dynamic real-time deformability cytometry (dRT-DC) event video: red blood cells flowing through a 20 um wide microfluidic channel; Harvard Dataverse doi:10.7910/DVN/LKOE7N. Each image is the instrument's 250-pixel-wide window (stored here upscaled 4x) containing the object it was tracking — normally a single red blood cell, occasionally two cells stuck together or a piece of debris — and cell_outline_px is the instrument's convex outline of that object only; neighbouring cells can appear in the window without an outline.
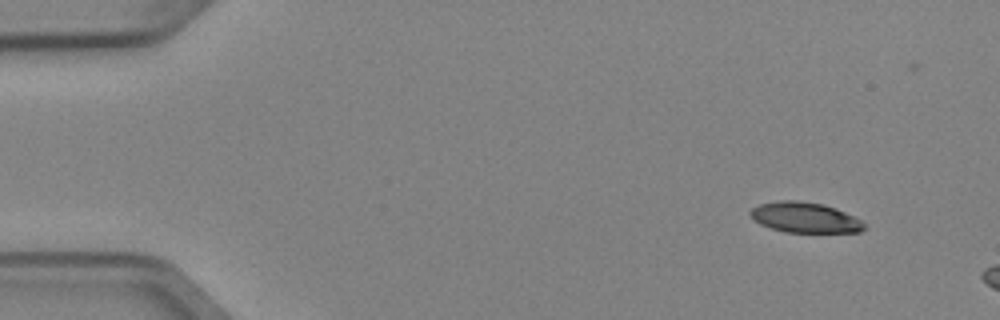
{"species": "Egyptian fruit bat (a non-hibernating species)", "species_latin": "Rousettus aegyptiacus", "temperature_condition": "cold", "stored_images_in_passage": 5, "camera_frame_rate_fps": 3000, "um_per_image_px": 0.085, "animal": {"sex": "female"}, "frame": {"image": 1, "passage_image": 1, "time_ms": 0.0, "image_size_px": [1000, 320], "cell_outline_px": [[864, 228], [860, 232], [784, 232], [760, 224], [752, 220], [748, 212], [752, 208], [760, 204], [780, 200], [796, 200], [824, 204], [836, 208], [864, 220]], "centroid_in_image_um": [68.41, 18.48], "position_along_channel_um": 16.6, "area_um2": 20.35}}
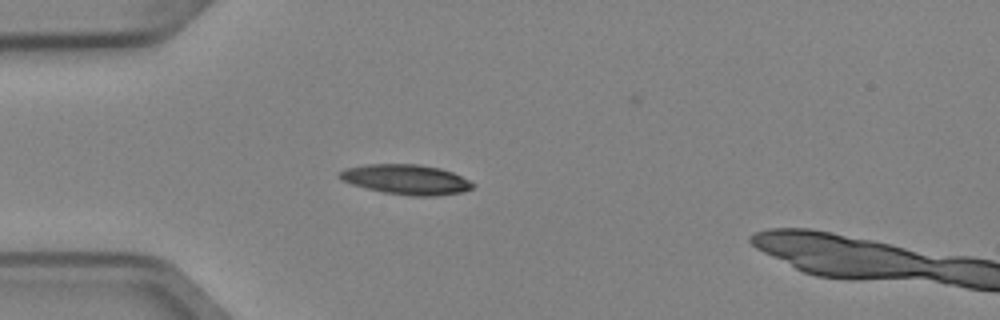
{"frame": {"image": 2, "passage_image": 4, "time_ms": 1.0, "image_size_px": [1000, 320], "cell_outline_px": [[476, 184], [472, 188], [464, 192], [436, 196], [408, 196], [384, 192], [352, 184], [340, 180], [336, 176], [344, 168], [368, 164], [420, 164], [440, 168], [452, 172]], "centroid_in_image_um": [34.52, 15.25], "position_along_channel_um": 50.5, "area_um2": 23.35}}